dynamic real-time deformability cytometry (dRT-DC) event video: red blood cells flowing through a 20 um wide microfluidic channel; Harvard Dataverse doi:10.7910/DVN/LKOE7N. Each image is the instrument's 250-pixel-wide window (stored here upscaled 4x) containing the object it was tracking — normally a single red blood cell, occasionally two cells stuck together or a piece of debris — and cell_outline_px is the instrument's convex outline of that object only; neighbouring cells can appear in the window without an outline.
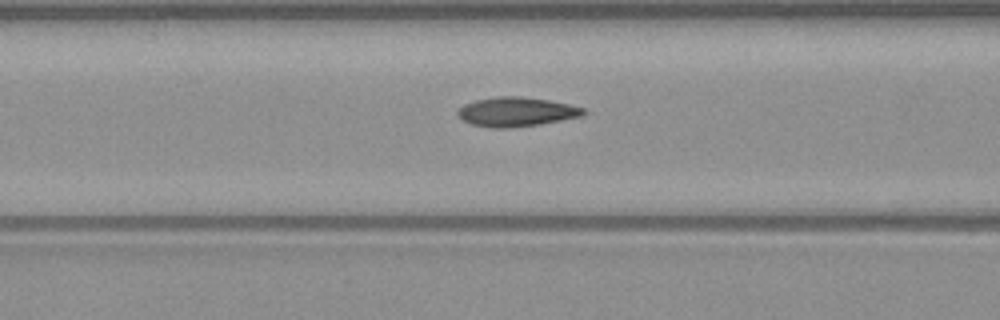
{"species": "common noctule bat (a hibernating species)", "species_latin": "Nyctalus noctula", "temperature_condition": "warm", "stored_images_in_passage": 45, "camera_frame_rate_fps": 3000, "um_per_image_px": 0.085, "animal": {"sex": "male", "body_mass_g": 23.1, "forearm_length_mm": 52.7}, "frame": {"image": 1, "passage_image": 15, "time_ms": 4.667, "image_size_px": [1000, 320], "cell_outline_px": [[588, 112], [580, 116], [540, 124], [512, 128], [492, 128], [472, 124], [464, 120], [456, 112], [464, 104], [476, 100], [496, 96], [520, 96], [548, 100], [568, 104], [584, 108]], "centroid_in_image_um": [43.89, 9.5], "position_along_channel_um": 122.7, "area_um2": 21.33}}
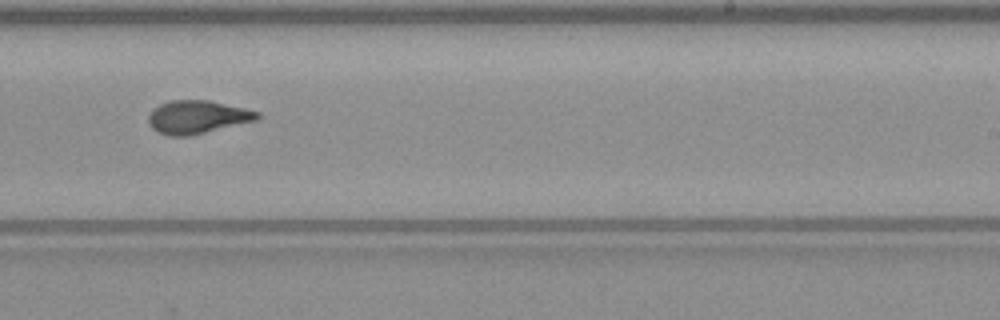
{"frame": {"image": 2, "passage_image": 26, "time_ms": 8.333, "image_size_px": [1000, 320], "cell_outline_px": [[260, 116], [256, 120], [188, 136], [168, 136], [156, 132], [148, 124], [148, 116], [160, 104], [168, 100], [208, 100], [244, 108], [260, 112]], "centroid_in_image_um": [16.74, 9.95], "position_along_channel_um": 272.3, "area_um2": 20.87}}
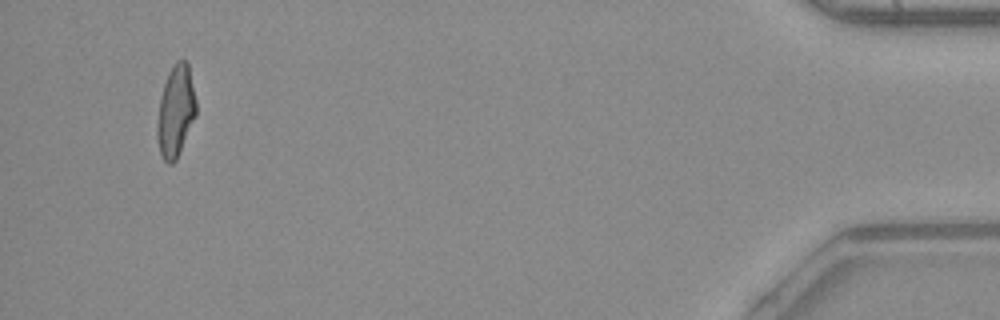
{"frame": {"image": 3, "passage_image": 43, "time_ms": 14.0, "image_size_px": [1000, 320], "cell_outline_px": [[196, 116], [176, 160], [172, 164], [168, 164], [164, 160], [160, 152], [156, 136], [156, 124], [160, 96], [168, 72], [172, 64], [176, 60], [188, 60], [196, 100]], "centroid_in_image_um": [14.93, 9.42], "position_along_channel_um": 420.3, "area_um2": 21.1}, "authors_computed_cell_mechanics": {"area_um2": 20.7502, "velocity_mm_per_s": 4.0751, "shape_relaxation_time_tau1_ms": 11.0516, "shape_relaxation_time_tau2_ms": 1.7019, "deformation_change_tau1": 0.2899, "deformation_change_tau2": 0.0764}}